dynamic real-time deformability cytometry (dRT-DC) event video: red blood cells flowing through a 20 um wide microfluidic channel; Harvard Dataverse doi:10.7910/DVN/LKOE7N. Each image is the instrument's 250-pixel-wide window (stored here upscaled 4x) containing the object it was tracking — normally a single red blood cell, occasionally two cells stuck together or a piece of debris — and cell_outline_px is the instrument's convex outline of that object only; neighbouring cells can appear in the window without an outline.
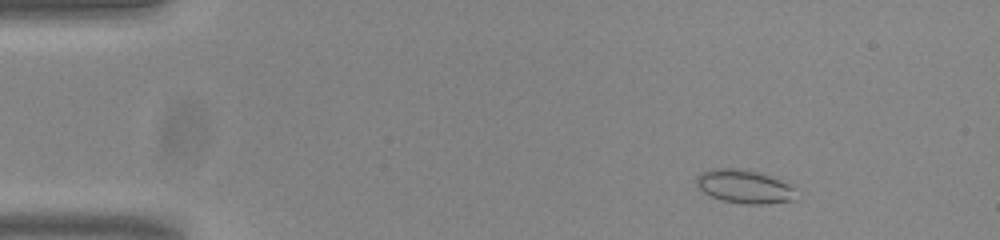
{"species": "common noctule bat (a hibernating species)", "species_latin": "Nyctalus noctula", "temperature_condition": "room temperature", "stored_images_in_passage": 53, "camera_frame_rate_fps": 3000, "um_per_image_px": 0.085, "animal": {"sex": "male", "body_mass_g": 20.0, "forearm_length_mm": 53.3}, "frame": {"image": 1, "passage_image": 6, "time_ms": 1.667, "image_size_px": [1000, 240], "cell_outline_px": [[796, 200], [764, 204], [748, 204], [720, 200], [704, 192], [696, 184], [696, 176], [700, 172], [712, 168], [736, 168], [756, 172], [780, 180], [796, 188]], "centroid_in_image_um": [63.26, 15.86], "position_along_channel_um": 21.7, "area_um2": 19.42}}
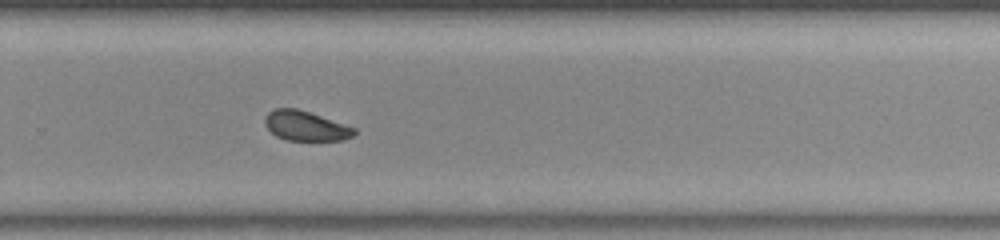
{"frame": {"image": 2, "passage_image": 35, "time_ms": 11.333, "image_size_px": [1000, 240], "cell_outline_px": [[356, 132], [352, 136], [340, 140], [284, 140], [276, 136], [264, 124], [264, 116], [272, 108], [296, 108], [356, 128]], "centroid_in_image_um": [25.92, 10.7], "position_along_channel_um": 303.9, "area_um2": 15.37}}
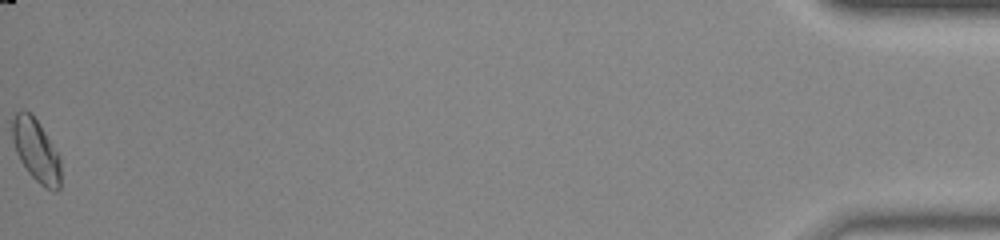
{"frame": {"image": 3, "passage_image": 53, "time_ms": 17.333, "image_size_px": [1000, 240], "cell_outline_px": [[60, 188], [56, 192], [52, 192], [44, 188], [28, 172], [20, 160], [16, 152], [12, 140], [12, 120], [16, 112], [20, 108], [24, 108], [40, 124], [60, 156]], "centroid_in_image_um": [3.07, 12.8], "position_along_channel_um": 432.1, "area_um2": 17.86}, "authors_computed_cell_mechanics": {"area_um2": 16.9354, "velocity_mm_per_s": 3.8169, "shape_relaxation_time_tau1_ms": 3.7461, "shape_relaxation_time_tau2_ms": 1.2019, "deformation_change_tau1": 0.0638, "deformation_change_tau2": 0.0582}}